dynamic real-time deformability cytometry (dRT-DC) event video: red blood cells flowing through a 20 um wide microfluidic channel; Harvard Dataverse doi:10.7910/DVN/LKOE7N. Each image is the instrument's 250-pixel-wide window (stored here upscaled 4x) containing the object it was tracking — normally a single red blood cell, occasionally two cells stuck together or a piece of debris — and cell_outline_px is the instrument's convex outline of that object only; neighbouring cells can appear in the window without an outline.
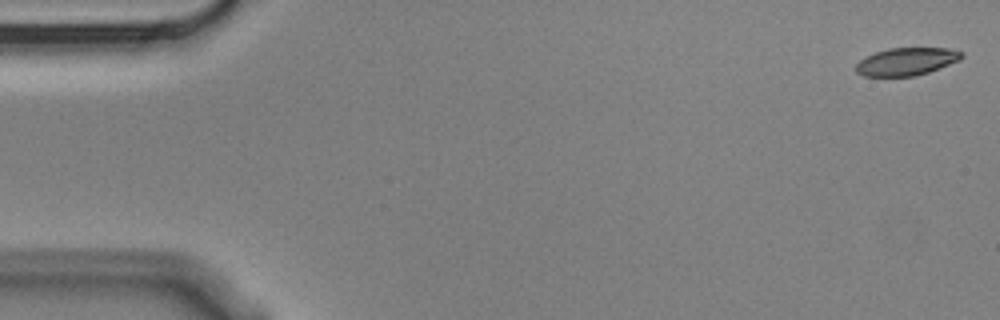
{"species": "Egyptian fruit bat (a non-hibernating species)", "species_latin": "Rousettus aegyptiacus", "temperature_condition": "cold", "stored_images_in_passage": 4, "camera_frame_rate_fps": 3000, "um_per_image_px": 0.085, "animal": {"sex": "male"}, "frame": {"image": 1, "passage_image": 1, "time_ms": 0.0, "image_size_px": [1000, 320], "cell_outline_px": [[964, 56], [960, 60], [940, 68], [916, 76], [864, 76], [856, 72], [856, 64], [860, 60], [876, 52], [888, 48], [948, 48], [964, 52]], "centroid_in_image_um": [77.09, 5.23], "position_along_channel_um": 7.9, "area_um2": 17.05}}
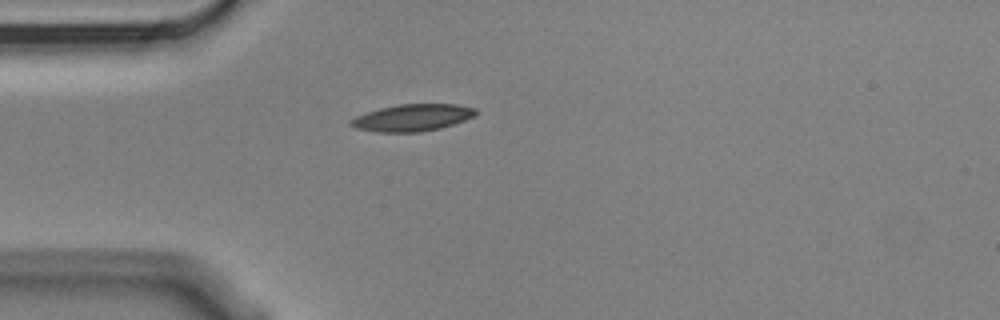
{"frame": {"image": 2, "passage_image": 4, "time_ms": 1.0, "image_size_px": [1000, 320], "cell_outline_px": [[476, 116], [440, 128], [420, 132], [376, 132], [356, 128], [348, 124], [348, 120], [356, 116], [380, 108], [400, 104], [456, 104], [476, 108]], "centroid_in_image_um": [35.03, 10.0], "position_along_channel_um": 50.0, "area_um2": 19.59}}